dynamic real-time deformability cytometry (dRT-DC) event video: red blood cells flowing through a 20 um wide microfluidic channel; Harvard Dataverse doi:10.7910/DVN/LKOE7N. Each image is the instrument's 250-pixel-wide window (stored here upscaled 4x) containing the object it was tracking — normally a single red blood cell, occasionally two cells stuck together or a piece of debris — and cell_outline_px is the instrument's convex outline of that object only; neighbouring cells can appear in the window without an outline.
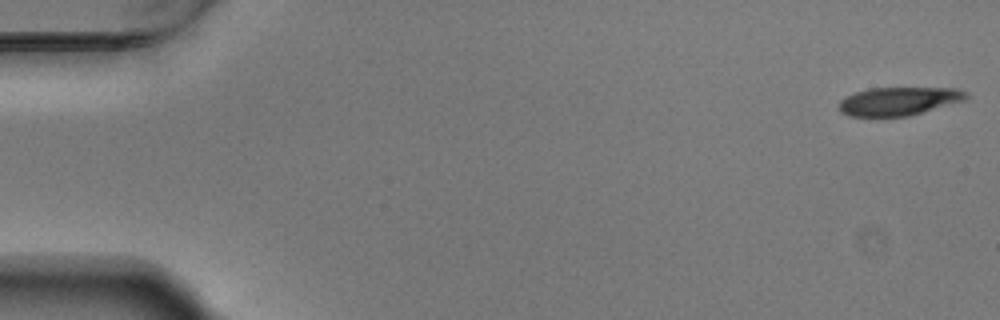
{"species": "Egyptian fruit bat (a non-hibernating species)", "species_latin": "Rousettus aegyptiacus", "temperature_condition": "warm", "stored_images_in_passage": 51, "camera_frame_rate_fps": 3000, "um_per_image_px": 0.085, "animal": {"sex": "male"}, "frame": {"image": 1, "passage_image": 1, "time_ms": 0.0, "image_size_px": [1000, 320], "cell_outline_px": [[968, 96], [964, 100], [908, 116], [852, 116], [844, 112], [840, 108], [840, 100], [856, 92], [868, 88], [956, 88], [968, 92]], "centroid_in_image_um": [76.43, 8.58], "position_along_channel_um": 8.6, "area_um2": 20.58}}
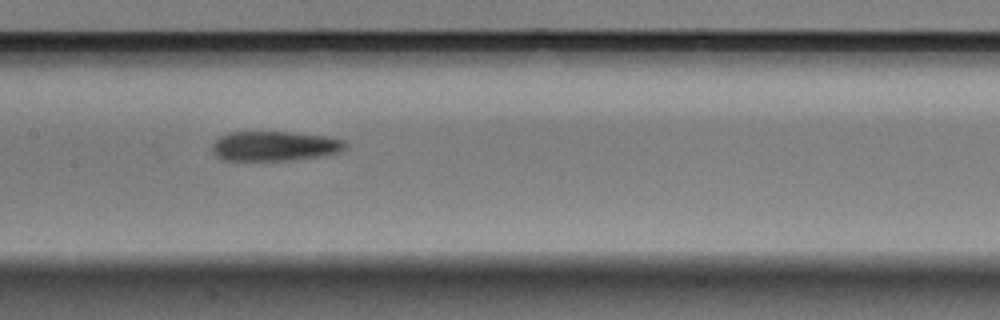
{"frame": {"image": 2, "passage_image": 27, "time_ms": 8.667, "image_size_px": [1000, 320], "cell_outline_px": [[348, 144], [344, 148], [336, 152], [320, 156], [288, 160], [224, 160], [216, 156], [212, 152], [212, 144], [220, 136], [228, 132], [292, 132], [324, 136], [344, 140]], "centroid_in_image_um": [23.29, 12.41], "position_along_channel_um": 184.1, "area_um2": 22.89}}
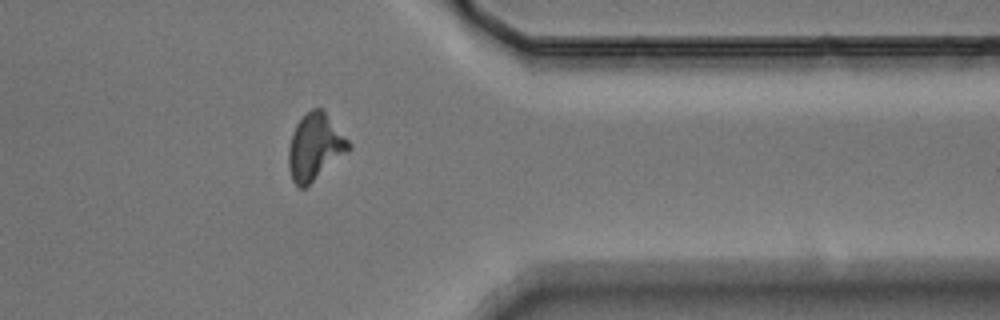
{"frame": {"image": 3, "passage_image": 44, "time_ms": 14.333, "image_size_px": [1000, 320], "cell_outline_px": [[352, 148], [348, 152], [304, 188], [300, 188], [292, 180], [288, 168], [288, 148], [292, 132], [296, 124], [312, 108], [324, 108], [352, 144]], "centroid_in_image_um": [26.79, 12.46], "position_along_channel_um": 384.6, "area_um2": 23.47}}